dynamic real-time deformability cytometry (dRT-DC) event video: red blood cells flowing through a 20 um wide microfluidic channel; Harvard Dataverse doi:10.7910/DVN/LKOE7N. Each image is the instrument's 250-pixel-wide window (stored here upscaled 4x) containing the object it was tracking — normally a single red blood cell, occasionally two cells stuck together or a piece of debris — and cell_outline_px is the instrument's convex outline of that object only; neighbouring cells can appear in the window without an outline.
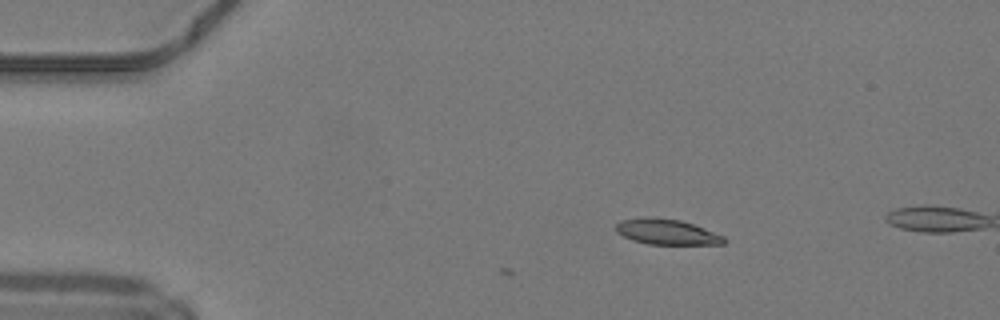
{"species": "common noctule bat (a hibernating species)", "species_latin": "Nyctalus noctula", "temperature_condition": "warm", "stored_images_in_passage": 4, "camera_frame_rate_fps": 3000, "um_per_image_px": 0.085, "animal": {"sex": "male", "body_mass_g": 19.2, "forearm_length_mm": 51.8}, "frame": {"image": 1, "passage_image": 1, "time_ms": 0.0, "image_size_px": [1000, 320], "cell_outline_px": [[728, 240], [724, 244], [648, 244], [632, 240], [616, 232], [616, 224], [620, 220], [644, 216], [656, 216], [680, 220], [692, 224], [724, 236]], "centroid_in_image_um": [56.64, 19.69], "position_along_channel_um": 28.4, "area_um2": 16.18}}